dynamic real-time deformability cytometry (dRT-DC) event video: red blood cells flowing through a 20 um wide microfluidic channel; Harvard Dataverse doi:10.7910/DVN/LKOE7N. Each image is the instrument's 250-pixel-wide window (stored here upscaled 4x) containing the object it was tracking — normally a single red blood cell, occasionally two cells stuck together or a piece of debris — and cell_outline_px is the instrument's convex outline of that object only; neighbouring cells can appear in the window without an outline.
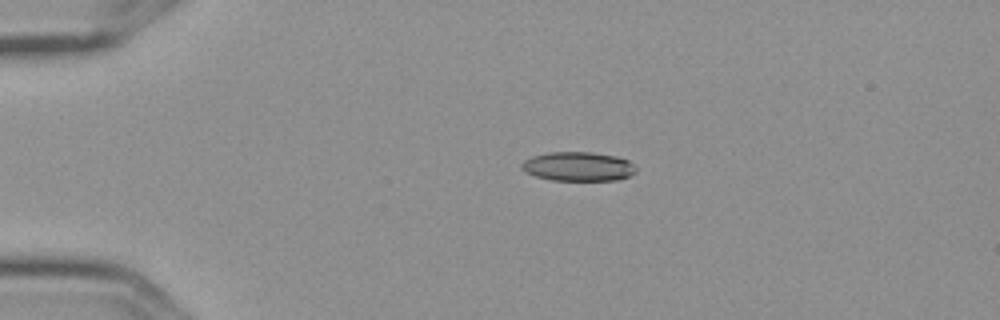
{"species": "Egyptian fruit bat (a non-hibernating species)", "species_latin": "Rousettus aegyptiacus", "temperature_condition": "cold", "stored_images_in_passage": 5, "camera_frame_rate_fps": 3000, "um_per_image_px": 0.085, "frame": {"image": 1, "passage_image": 3, "time_ms": 0.667, "image_size_px": [1000, 320], "cell_outline_px": [[636, 172], [628, 176], [616, 180], [552, 180], [536, 176], [520, 168], [520, 164], [524, 160], [532, 156], [548, 152], [592, 152], [616, 156], [628, 160], [636, 168]], "centroid_in_image_um": [49.13, 14.14], "position_along_channel_um": 35.9, "area_um2": 19.36}}
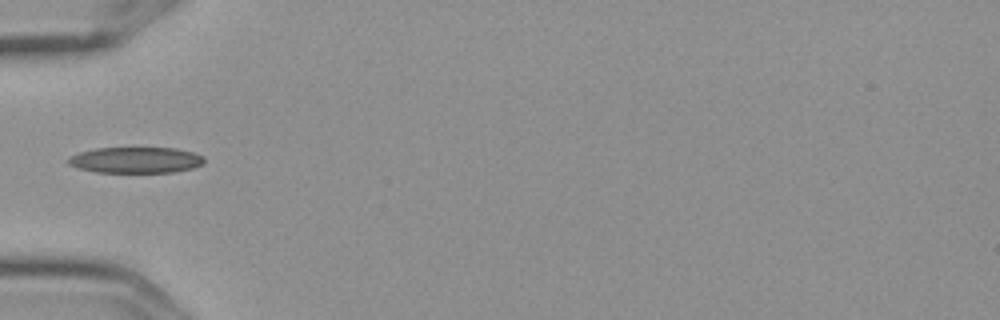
{"frame": {"image": 2, "passage_image": 5, "time_ms": 1.333, "image_size_px": [1000, 320], "cell_outline_px": [[204, 164], [192, 168], [172, 172], [96, 172], [80, 168], [68, 164], [68, 156], [80, 152], [96, 148], [176, 148], [192, 152], [204, 156]], "centroid_in_image_um": [11.55, 13.6], "position_along_channel_um": 73.5, "area_um2": 20.52}}